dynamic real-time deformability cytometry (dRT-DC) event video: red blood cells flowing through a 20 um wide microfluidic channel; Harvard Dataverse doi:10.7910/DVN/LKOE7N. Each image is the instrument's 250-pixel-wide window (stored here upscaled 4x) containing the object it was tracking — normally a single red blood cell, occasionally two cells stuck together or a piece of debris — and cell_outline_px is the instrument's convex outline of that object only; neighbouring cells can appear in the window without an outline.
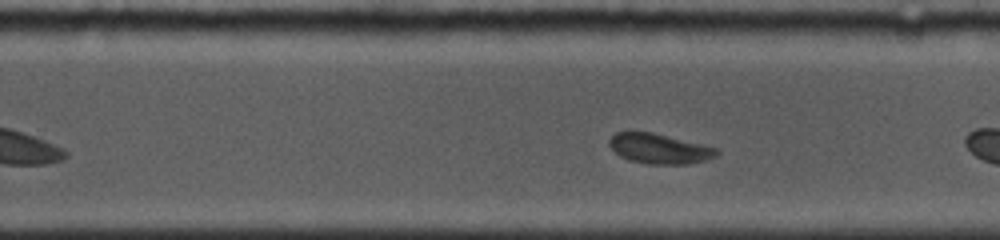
{"species": "common noctule bat (a hibernating species)", "species_latin": "Nyctalus noctula", "temperature_condition": "cold", "stored_images_in_passage": 15, "camera_frame_rate_fps": 5000, "um_per_image_px": 0.085, "animal": {"sex": "female", "body_mass_g": 19.0, "forearm_length_mm": 53.3}, "frame": {"image": 1, "passage_image": 13, "time_ms": 5.8, "image_size_px": [1000, 240], "cell_outline_px": [[720, 152], [716, 156], [708, 160], [688, 164], [648, 164], [628, 160], [620, 156], [608, 144], [608, 140], [616, 132], [652, 132], [716, 148]], "centroid_in_image_um": [56.04, 12.65], "position_along_channel_um": 273.8, "area_um2": 18.67}}